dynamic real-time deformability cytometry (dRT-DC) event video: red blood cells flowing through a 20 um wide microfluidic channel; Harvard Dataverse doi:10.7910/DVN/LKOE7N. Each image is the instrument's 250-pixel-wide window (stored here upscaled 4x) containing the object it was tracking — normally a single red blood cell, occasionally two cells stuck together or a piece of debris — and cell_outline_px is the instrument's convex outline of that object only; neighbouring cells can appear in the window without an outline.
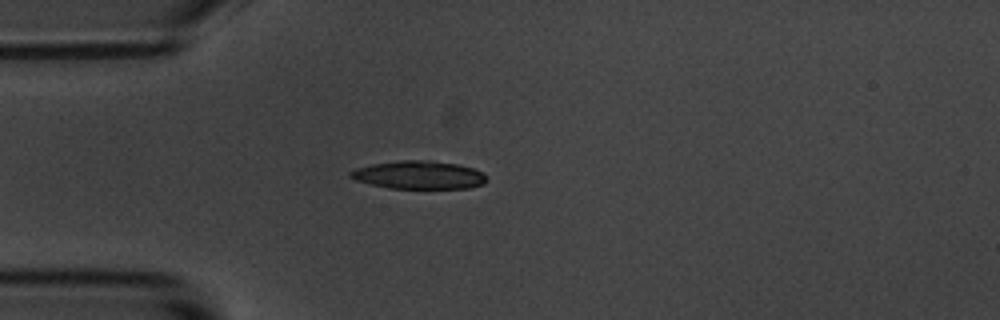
{"species": "common noctule bat (a hibernating species)", "species_latin": "Nyctalus noctula", "temperature_condition": "room temperature", "stored_images_in_passage": 2, "camera_frame_rate_fps": 3000, "um_per_image_px": 0.085, "animal": {"sex": "male", "body_mass_g": 20.1, "forearm_length_mm": 53.5}, "frame": {"image": 1, "passage_image": 2, "time_ms": 2.0, "image_size_px": [1000, 320], "cell_outline_px": [[488, 180], [484, 184], [468, 188], [388, 188], [356, 180], [348, 176], [348, 172], [356, 168], [372, 164], [400, 160], [432, 160], [456, 164], [472, 168], [484, 172], [488, 176]], "centroid_in_image_um": [35.64, 14.87], "position_along_channel_um": 49.4, "area_um2": 22.43}}